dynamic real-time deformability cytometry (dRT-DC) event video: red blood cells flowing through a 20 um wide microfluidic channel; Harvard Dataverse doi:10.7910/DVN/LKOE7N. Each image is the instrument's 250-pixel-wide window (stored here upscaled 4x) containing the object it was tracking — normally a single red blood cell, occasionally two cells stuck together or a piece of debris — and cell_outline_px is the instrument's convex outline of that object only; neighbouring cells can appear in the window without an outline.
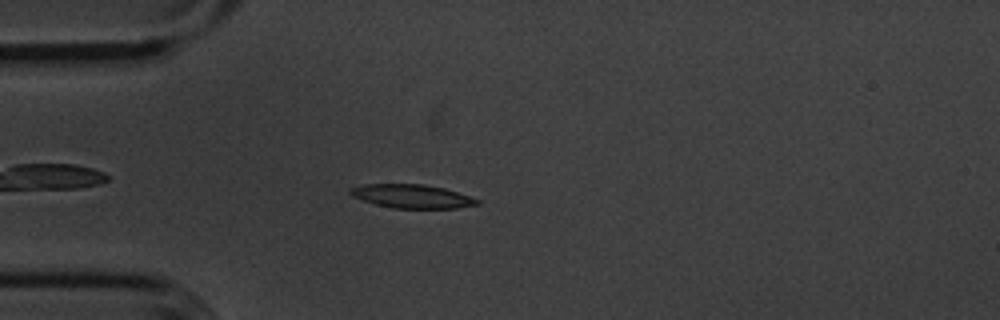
{"species": "common noctule bat (a hibernating species)", "species_latin": "Nyctalus noctula", "temperature_condition": "cold", "stored_images_in_passage": 45, "camera_frame_rate_fps": 3000, "um_per_image_px": 0.085, "animal": {"sex": "male", "body_mass_g": 20.1, "forearm_length_mm": 53.5}, "frame": {"image": 1, "passage_image": 5, "time_ms": 1.333, "image_size_px": [1000, 320], "cell_outline_px": [[480, 204], [456, 208], [392, 208], [376, 204], [352, 196], [348, 192], [348, 188], [364, 184], [424, 184], [444, 188], [480, 200]], "centroid_in_image_um": [34.99, 16.68], "position_along_channel_um": 50.0, "area_um2": 17.4}}
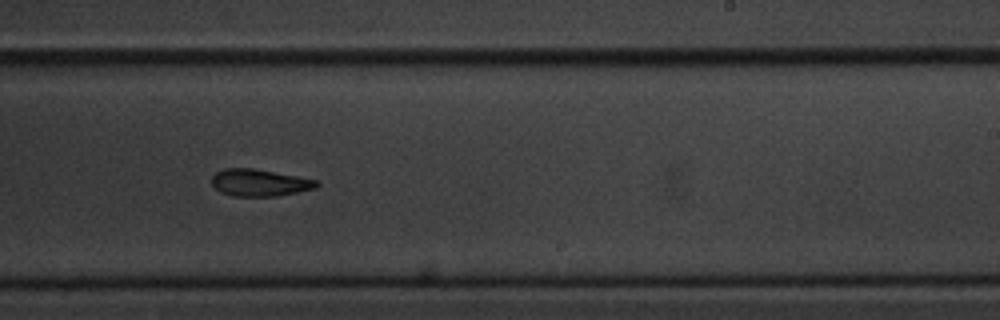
{"frame": {"image": 2, "passage_image": 24, "time_ms": 7.667, "image_size_px": [1000, 320], "cell_outline_px": [[320, 184], [316, 188], [276, 196], [232, 196], [220, 192], [212, 184], [212, 176], [216, 172], [224, 168], [252, 168], [296, 176], [316, 180]], "centroid_in_image_um": [22.03, 15.53], "position_along_channel_um": 267.0, "area_um2": 16.36}}
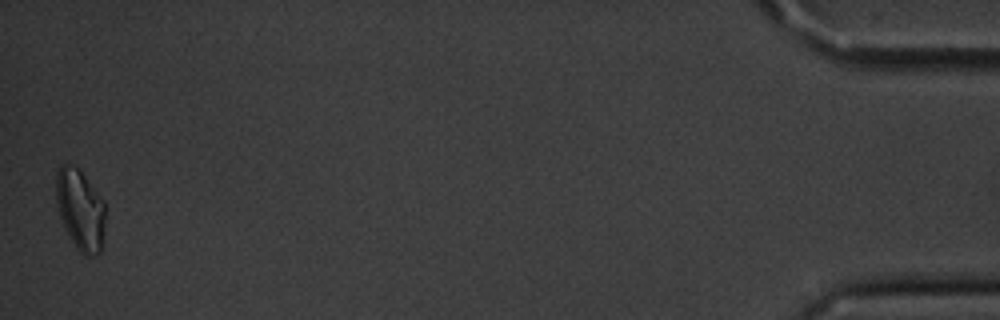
{"frame": {"image": 3, "passage_image": 45, "time_ms": 14.667, "image_size_px": [1000, 320], "cell_outline_px": [[104, 224], [100, 252], [92, 256], [84, 256], [76, 248], [60, 216], [56, 204], [56, 172], [64, 164], [68, 164], [80, 168], [104, 200]], "centroid_in_image_um": [6.83, 17.78], "position_along_channel_um": 428.4, "area_um2": 23.06}, "authors_computed_cell_mechanics": {"area_um2": 17.629, "velocity_mm_per_s": 3.5934, "shape_relaxation_time_tau1_ms": 6.2854, "shape_relaxation_time_tau2_ms": 10.6185, "deformation_change_tau1": 0.1586, "deformation_change_tau2": 0.215}}